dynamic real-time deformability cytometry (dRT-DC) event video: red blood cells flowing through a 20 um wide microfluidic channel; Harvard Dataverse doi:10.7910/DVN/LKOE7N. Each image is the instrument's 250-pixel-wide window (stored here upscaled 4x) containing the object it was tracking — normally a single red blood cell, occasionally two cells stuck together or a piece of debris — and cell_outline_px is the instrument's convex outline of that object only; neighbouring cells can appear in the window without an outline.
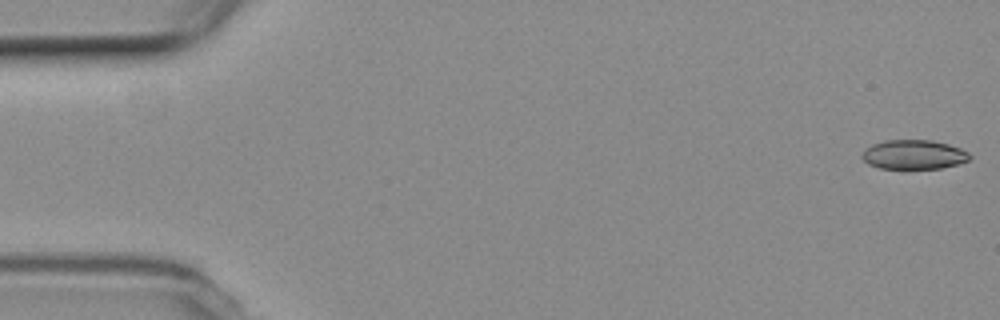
{"species": "common noctule bat (a hibernating species)", "species_latin": "Nyctalus noctula", "temperature_condition": "room temperature", "stored_images_in_passage": 13, "camera_frame_rate_fps": 3000, "um_per_image_px": 0.085, "animal": {"sex": "female", "body_mass_g": 19.3, "forearm_length_mm": 54.1}, "frame": {"image": 1, "passage_image": 1, "time_ms": 0.0, "image_size_px": [1000, 320], "cell_outline_px": [[972, 156], [968, 160], [956, 164], [940, 168], [908, 172], [880, 168], [868, 164], [860, 156], [864, 148], [872, 144], [884, 140], [932, 140], [948, 144], [960, 148], [968, 152]], "centroid_in_image_um": [77.62, 13.18], "position_along_channel_um": 7.4, "area_um2": 19.25}}